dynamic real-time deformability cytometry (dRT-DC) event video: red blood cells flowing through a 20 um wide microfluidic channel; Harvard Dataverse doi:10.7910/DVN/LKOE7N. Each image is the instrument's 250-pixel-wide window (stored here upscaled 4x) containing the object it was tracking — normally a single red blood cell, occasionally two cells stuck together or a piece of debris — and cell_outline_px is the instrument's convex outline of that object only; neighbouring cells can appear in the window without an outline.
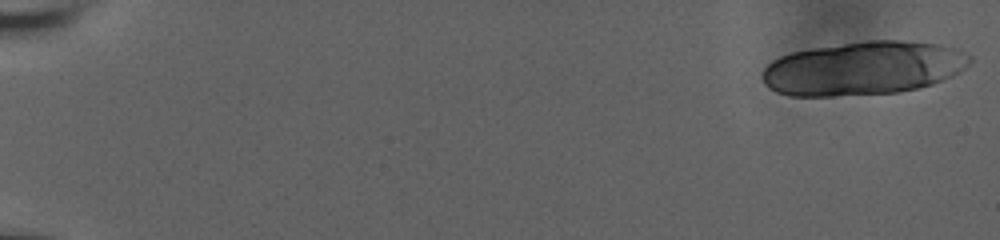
{"species": "human", "species_latin": "Homo sapiens", "temperature_condition": "room temperature", "stored_images_in_passage": 11, "camera_frame_rate_fps": 3000, "um_per_image_px": 0.085, "donor": {"sex": "male"}, "frame": {"image": 1, "passage_image": 1, "time_ms": 0.0, "image_size_px": [1000, 240], "cell_outline_px": [[972, 60], [964, 68], [952, 76], [932, 84], [900, 92], [832, 96], [788, 96], [776, 92], [764, 80], [764, 68], [772, 60], [780, 56], [792, 52], [864, 40], [900, 40], [944, 44], [956, 48], [972, 56]], "centroid_in_image_um": [73.43, 5.79], "position_along_channel_um": 11.6, "area_um2": 64.74}}